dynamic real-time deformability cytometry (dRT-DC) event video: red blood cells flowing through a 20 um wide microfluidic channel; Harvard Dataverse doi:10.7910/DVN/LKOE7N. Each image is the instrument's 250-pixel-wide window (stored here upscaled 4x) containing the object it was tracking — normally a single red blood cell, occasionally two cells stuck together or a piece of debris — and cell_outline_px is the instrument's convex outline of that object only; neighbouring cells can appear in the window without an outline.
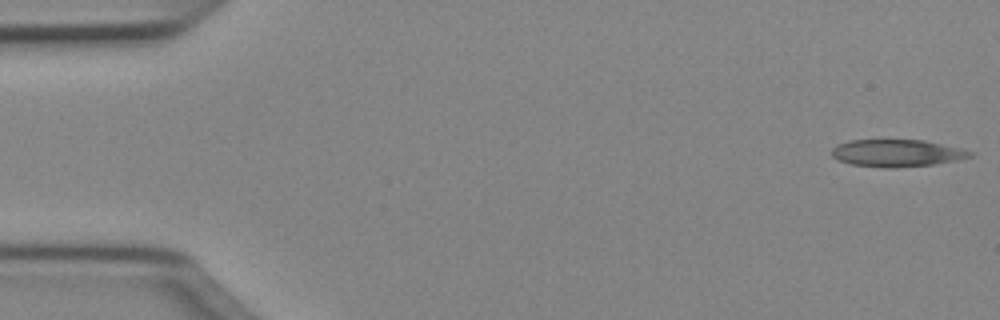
{"species": "Egyptian fruit bat (a non-hibernating species)", "species_latin": "Rousettus aegyptiacus", "temperature_condition": "cold", "stored_images_in_passage": 49, "camera_frame_rate_fps": 3000, "um_per_image_px": 0.085, "animal": {"sex": "female"}, "frame": {"image": 1, "passage_image": 1, "time_ms": 0.0, "image_size_px": [1000, 320], "cell_outline_px": [[972, 156], [956, 160], [932, 164], [896, 168], [884, 168], [852, 164], [840, 160], [832, 156], [832, 148], [836, 144], [848, 140], [924, 140], [964, 148], [972, 152]], "centroid_in_image_um": [76.23, 13.0], "position_along_channel_um": 8.8, "area_um2": 21.96}}
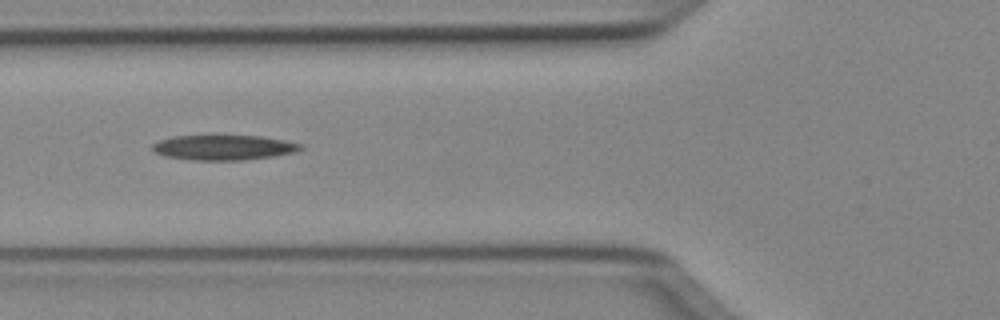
{"frame": {"image": 2, "passage_image": 18, "time_ms": 5.667, "image_size_px": [1000, 320], "cell_outline_px": [[304, 148], [296, 152], [276, 156], [240, 160], [192, 160], [164, 156], [156, 152], [152, 148], [152, 144], [160, 140], [172, 136], [212, 132], [260, 136], [284, 140], [304, 144]], "centroid_in_image_um": [19.01, 12.48], "position_along_channel_um": 106.8, "area_um2": 22.89}}
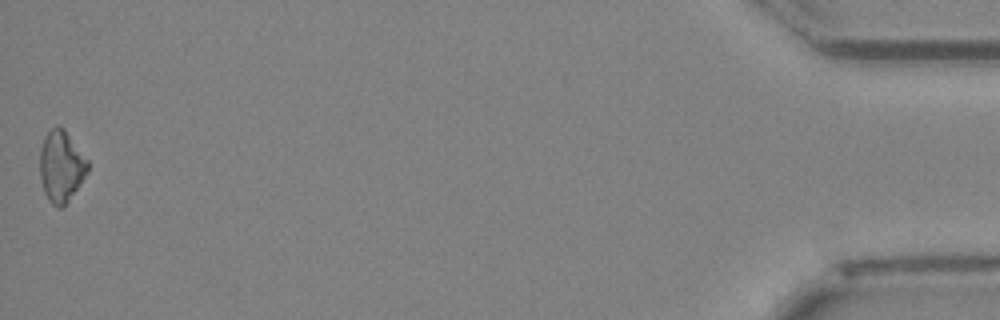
{"frame": {"image": 3, "passage_image": 49, "time_ms": 16.0, "image_size_px": [1000, 320], "cell_outline_px": [[88, 172], [64, 208], [56, 208], [48, 200], [44, 192], [40, 176], [40, 148], [44, 136], [56, 124], [64, 128], [88, 160]], "centroid_in_image_um": [5.2, 14.15], "position_along_channel_um": 430.0, "area_um2": 20.11}}